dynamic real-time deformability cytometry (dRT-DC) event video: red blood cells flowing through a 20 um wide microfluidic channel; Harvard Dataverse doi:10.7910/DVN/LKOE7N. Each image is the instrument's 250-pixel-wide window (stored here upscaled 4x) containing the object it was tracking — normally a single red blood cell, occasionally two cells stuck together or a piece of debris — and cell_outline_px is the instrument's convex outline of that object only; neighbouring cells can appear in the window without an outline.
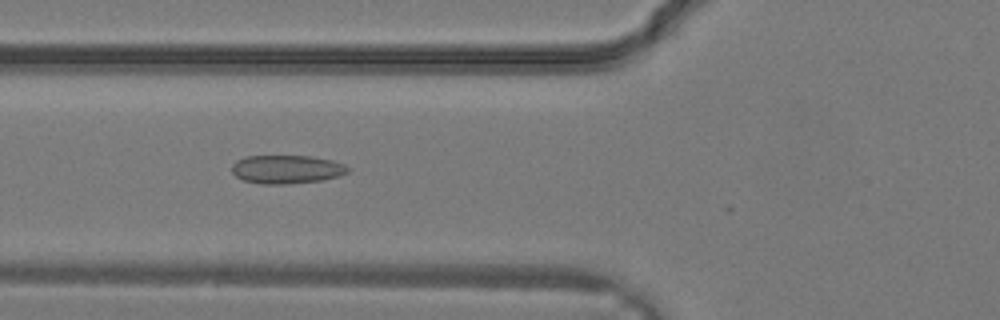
{"species": "common noctule bat (a hibernating species)", "species_latin": "Nyctalus noctula", "temperature_condition": "warm", "stored_images_in_passage": 23, "camera_frame_rate_fps": 3000, "um_per_image_px": 0.085, "animal": {"sex": "male", "body_mass_g": 19.2, "forearm_length_mm": 51.8}, "frame": {"image": 1, "passage_image": 13, "time_ms": 4.0, "image_size_px": [1000, 320], "cell_outline_px": [[352, 168], [348, 172], [340, 176], [324, 180], [284, 184], [260, 184], [244, 180], [236, 176], [232, 172], [232, 164], [236, 160], [244, 156], [308, 156], [332, 160], [344, 164]], "centroid_in_image_um": [24.38, 14.39], "position_along_channel_um": 101.4, "area_um2": 19.42}}
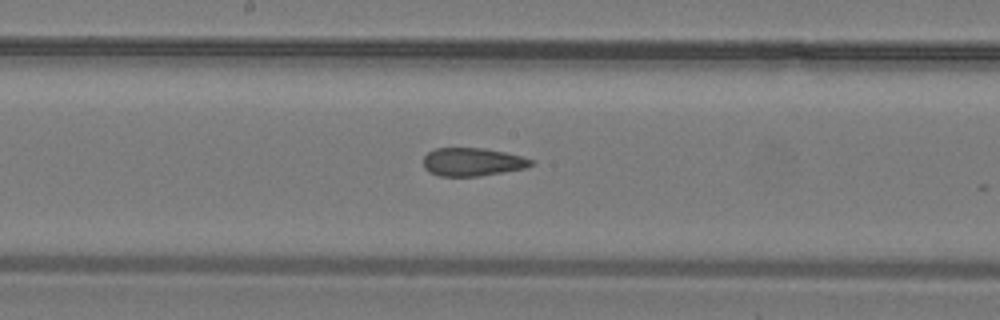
{"frame": {"image": 2, "passage_image": 18, "time_ms": 5.667, "image_size_px": [1000, 320], "cell_outline_px": [[536, 164], [524, 168], [480, 176], [440, 176], [428, 172], [424, 168], [424, 156], [428, 152], [436, 148], [484, 148], [504, 152], [520, 156], [532, 160]], "centroid_in_image_um": [40.13, 13.76], "position_along_channel_um": 208.1, "area_um2": 17.63}}
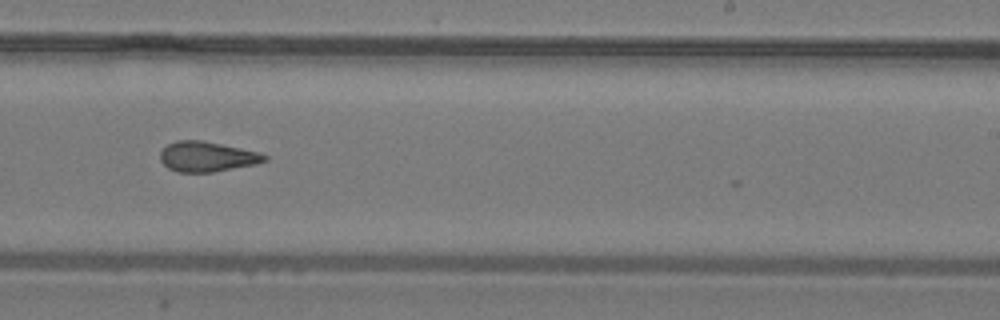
{"frame": {"image": 3, "passage_image": 21, "time_ms": 6.667, "image_size_px": [1000, 320], "cell_outline_px": [[268, 160], [256, 164], [212, 172], [176, 172], [168, 168], [160, 160], [160, 152], [168, 144], [176, 140], [200, 140], [260, 152], [268, 156]], "centroid_in_image_um": [17.59, 13.32], "position_along_channel_um": 271.4, "area_um2": 18.26}}